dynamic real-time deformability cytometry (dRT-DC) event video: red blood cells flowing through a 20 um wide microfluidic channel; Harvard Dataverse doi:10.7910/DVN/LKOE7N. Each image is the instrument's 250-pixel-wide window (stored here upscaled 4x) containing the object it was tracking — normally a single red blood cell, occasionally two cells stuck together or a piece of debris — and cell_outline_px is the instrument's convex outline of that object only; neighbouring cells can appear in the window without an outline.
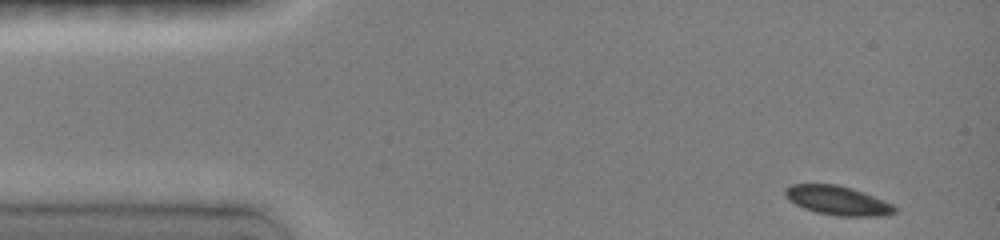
{"species": "common noctule bat (a hibernating species)", "species_latin": "Nyctalus noctula", "temperature_condition": "room temperature", "stored_images_in_passage": 44, "camera_frame_rate_fps": 3000, "um_per_image_px": 0.085, "animal": {"sex": "female", "body_mass_g": 19.0, "forearm_length_mm": 51.5}, "frame": {"image": 1, "passage_image": 1, "time_ms": 0.0, "image_size_px": [1000, 240], "cell_outline_px": [[900, 208], [896, 212], [888, 216], [836, 216], [816, 212], [804, 208], [788, 200], [784, 196], [784, 188], [792, 184], [836, 184], [852, 188], [864, 192], [884, 200]], "centroid_in_image_um": [71.23, 17.05], "position_along_channel_um": 13.8, "area_um2": 18.9}}
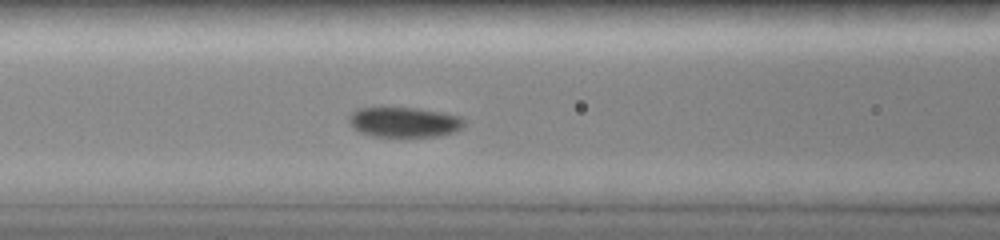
{"frame": {"image": 2, "passage_image": 17, "time_ms": 5.333, "image_size_px": [1000, 240], "cell_outline_px": [[464, 124], [460, 128], [452, 132], [436, 136], [372, 136], [360, 132], [352, 128], [348, 120], [348, 116], [356, 108], [420, 108], [444, 112], [460, 116], [464, 120]], "centroid_in_image_um": [34.32, 10.37], "position_along_channel_um": 132.3, "area_um2": 20.17}}
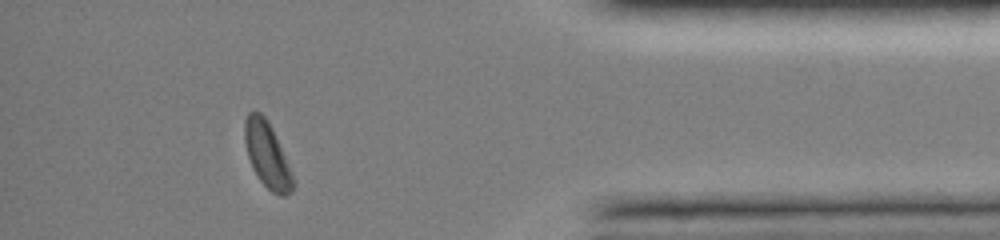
{"frame": {"image": 3, "passage_image": 40, "time_ms": 13.0, "image_size_px": [1000, 240], "cell_outline_px": [[296, 184], [292, 192], [284, 196], [280, 196], [272, 192], [260, 180], [252, 168], [248, 156], [244, 140], [244, 120], [248, 112], [260, 112], [268, 120], [272, 128]], "centroid_in_image_um": [22.69, 13.17], "position_along_channel_um": 412.5, "area_um2": 18.26}, "authors_computed_cell_mechanics": {"area_um2": 19.3052, "velocity_mm_per_s": 3.9848, "shape_relaxation_time_tau1_ms": 5.2702, "shape_relaxation_time_tau2_ms": null, "deformation_change_tau1": 0.1409, "deformation_change_tau2": null}}